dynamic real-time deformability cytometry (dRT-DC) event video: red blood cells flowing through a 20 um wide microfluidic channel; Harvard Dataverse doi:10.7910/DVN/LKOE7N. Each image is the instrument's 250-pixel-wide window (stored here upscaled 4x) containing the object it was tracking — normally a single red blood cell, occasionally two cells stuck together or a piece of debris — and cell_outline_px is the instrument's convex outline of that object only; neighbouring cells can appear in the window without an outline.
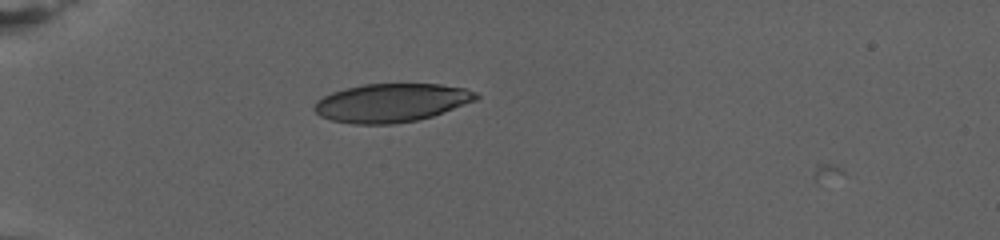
{"species": "human", "species_latin": "Homo sapiens", "temperature_condition": "warm", "stored_images_in_passage": 62, "camera_frame_rate_fps": 3000, "um_per_image_px": 0.085, "donor": {"sex": "female"}, "frame": {"image": 1, "passage_image": 9, "time_ms": 2.667, "image_size_px": [1000, 240], "cell_outline_px": [[480, 96], [476, 100], [432, 116], [416, 120], [392, 124], [352, 124], [332, 120], [320, 116], [312, 108], [316, 100], [332, 92], [344, 88], [364, 84], [440, 84], [464, 88], [476, 92]], "centroid_in_image_um": [33.23, 8.73], "position_along_channel_um": 51.8, "area_um2": 36.24}}
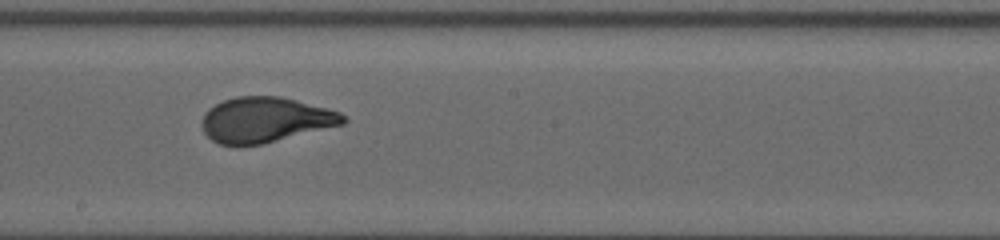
{"frame": {"image": 2, "passage_image": 31, "time_ms": 10.0, "image_size_px": [1000, 240], "cell_outline_px": [[348, 120], [344, 124], [264, 144], [220, 144], [212, 140], [204, 132], [200, 124], [204, 112], [208, 108], [224, 100], [236, 96], [280, 96], [296, 100], [340, 112]], "centroid_in_image_um": [22.54, 10.18], "position_along_channel_um": 225.7, "area_um2": 37.17}}
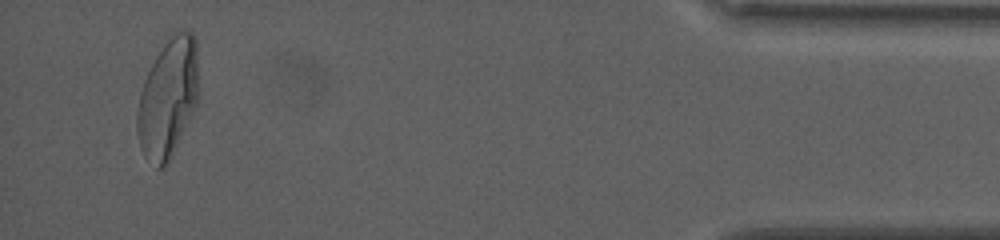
{"frame": {"image": 3, "passage_image": 59, "time_ms": 19.333, "image_size_px": [1000, 240], "cell_outline_px": [[196, 104], [168, 160], [160, 168], [156, 168], [144, 156], [140, 148], [136, 128], [136, 116], [140, 92], [144, 80], [156, 56], [164, 44], [180, 28], [188, 28], [196, 36]], "centroid_in_image_um": [14.23, 8.29], "position_along_channel_um": 421.0, "area_um2": 41.56}, "authors_computed_cell_mechanics": {"area_um2": 37.57, "velocity_mm_per_s": 2.7485, "shape_relaxation_time_tau1_ms": 8.0936, "shape_relaxation_time_tau2_ms": null, "deformation_change_tau1": 0.2739, "deformation_change_tau2": null}}